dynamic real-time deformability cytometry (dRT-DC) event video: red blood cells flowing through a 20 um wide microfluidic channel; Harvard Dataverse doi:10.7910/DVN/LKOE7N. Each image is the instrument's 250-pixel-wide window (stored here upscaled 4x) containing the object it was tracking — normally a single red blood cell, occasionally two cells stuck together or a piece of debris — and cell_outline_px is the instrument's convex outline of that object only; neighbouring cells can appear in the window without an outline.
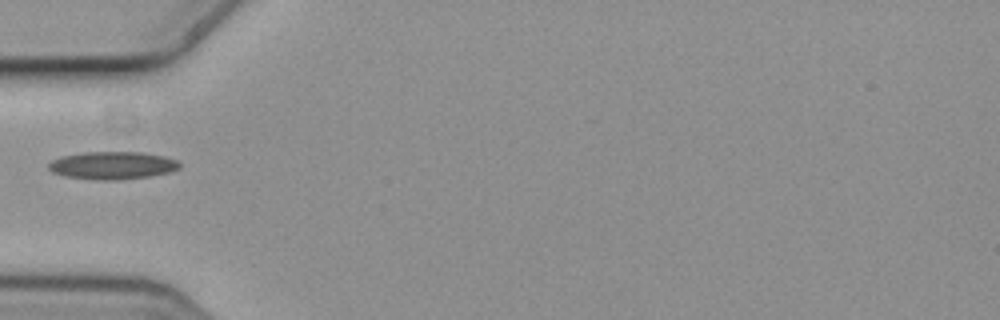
{"species": "common noctule bat (a hibernating species)", "species_latin": "Nyctalus noctula", "temperature_condition": "cold", "stored_images_in_passage": 1, "camera_frame_rate_fps": 3000, "um_per_image_px": 0.085, "animal": {"sex": "female", "body_mass_g": 19.3, "forearm_length_mm": 54.1}, "frame": {"image": 1, "passage_image": 1, "time_ms": 0.0, "image_size_px": [1000, 320], "cell_outline_px": [[180, 168], [168, 172], [148, 176], [116, 180], [100, 180], [64, 176], [52, 172], [48, 168], [48, 164], [52, 160], [60, 156], [84, 152], [140, 152], [164, 156], [180, 160]], "centroid_in_image_um": [9.55, 14.05], "position_along_channel_um": 75.5, "area_um2": 21.15}}